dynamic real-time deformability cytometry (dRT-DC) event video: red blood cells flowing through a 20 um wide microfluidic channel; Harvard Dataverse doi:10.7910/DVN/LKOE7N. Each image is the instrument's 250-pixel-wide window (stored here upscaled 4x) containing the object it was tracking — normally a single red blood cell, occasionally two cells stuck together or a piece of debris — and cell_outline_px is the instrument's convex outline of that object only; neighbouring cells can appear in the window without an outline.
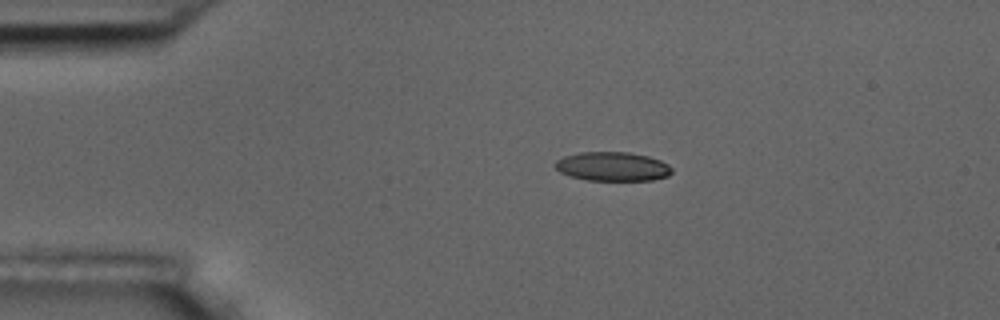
{"species": "common noctule bat (a hibernating species)", "species_latin": "Nyctalus noctula", "temperature_condition": "room temperature", "stored_images_in_passage": 5, "camera_frame_rate_fps": 3000, "um_per_image_px": 0.085, "animal": {"sex": "male", "body_mass_g": 17.5, "forearm_length_mm": 52.3}, "frame": {"image": 1, "passage_image": 3, "time_ms": 2.333, "image_size_px": [1000, 320], "cell_outline_px": [[672, 172], [668, 176], [652, 180], [588, 180], [572, 176], [560, 172], [552, 164], [556, 160], [564, 156], [580, 152], [628, 152], [648, 156], [660, 160], [668, 164], [672, 168]], "centroid_in_image_um": [52.06, 14.14], "position_along_channel_um": 32.9, "area_um2": 19.77}}
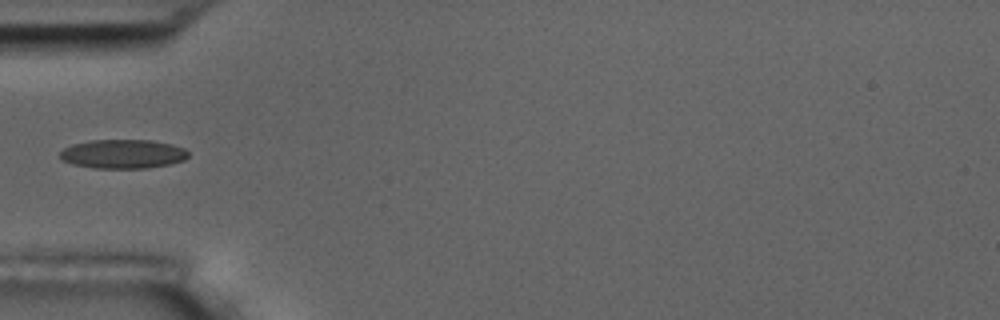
{"frame": {"image": 2, "passage_image": 5, "time_ms": 4.667, "image_size_px": [1000, 320], "cell_outline_px": [[188, 156], [184, 160], [168, 164], [144, 168], [92, 168], [72, 164], [60, 160], [60, 152], [64, 148], [72, 144], [88, 140], [152, 140], [172, 144], [184, 148], [188, 152]], "centroid_in_image_um": [10.41, 13.08], "position_along_channel_um": 74.6, "area_um2": 21.79}}